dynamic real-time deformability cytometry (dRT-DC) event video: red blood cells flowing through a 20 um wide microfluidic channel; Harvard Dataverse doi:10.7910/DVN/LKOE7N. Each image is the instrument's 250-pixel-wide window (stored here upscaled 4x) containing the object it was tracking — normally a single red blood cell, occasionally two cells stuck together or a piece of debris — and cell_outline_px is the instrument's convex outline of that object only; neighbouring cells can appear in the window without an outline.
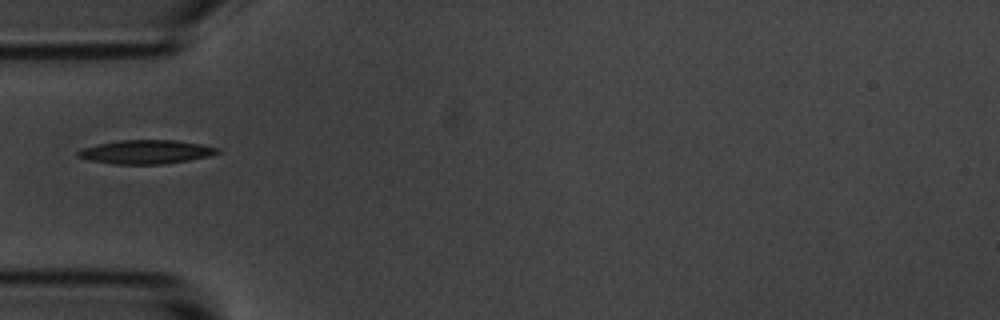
{"species": "common noctule bat (a hibernating species)", "species_latin": "Nyctalus noctula", "temperature_condition": "room temperature", "stored_images_in_passage": 7, "camera_frame_rate_fps": 3000, "um_per_image_px": 0.085, "animal": {"sex": "male", "body_mass_g": 20.1, "forearm_length_mm": 53.5}, "frame": {"image": 1, "passage_image": 5, "time_ms": 5.0, "image_size_px": [1000, 320], "cell_outline_px": [[220, 152], [208, 156], [188, 160], [164, 164], [116, 164], [92, 160], [76, 156], [76, 152], [80, 148], [96, 144], [120, 140], [176, 140], [200, 144], [220, 148]], "centroid_in_image_um": [12.39, 12.9], "position_along_channel_um": 72.6, "area_um2": 19.31}}
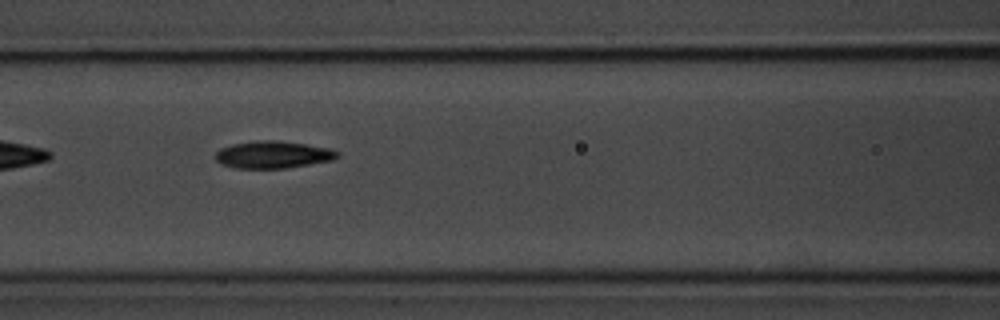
{"frame": {"image": 2, "passage_image": 7, "time_ms": 7.0, "image_size_px": [1000, 320], "cell_outline_px": [[340, 156], [332, 160], [284, 168], [236, 168], [220, 164], [216, 160], [216, 152], [220, 148], [232, 144], [260, 140], [276, 140], [304, 144], [328, 148], [340, 152]], "centroid_in_image_um": [23.18, 13.14], "position_along_channel_um": 143.4, "area_um2": 19.19}}